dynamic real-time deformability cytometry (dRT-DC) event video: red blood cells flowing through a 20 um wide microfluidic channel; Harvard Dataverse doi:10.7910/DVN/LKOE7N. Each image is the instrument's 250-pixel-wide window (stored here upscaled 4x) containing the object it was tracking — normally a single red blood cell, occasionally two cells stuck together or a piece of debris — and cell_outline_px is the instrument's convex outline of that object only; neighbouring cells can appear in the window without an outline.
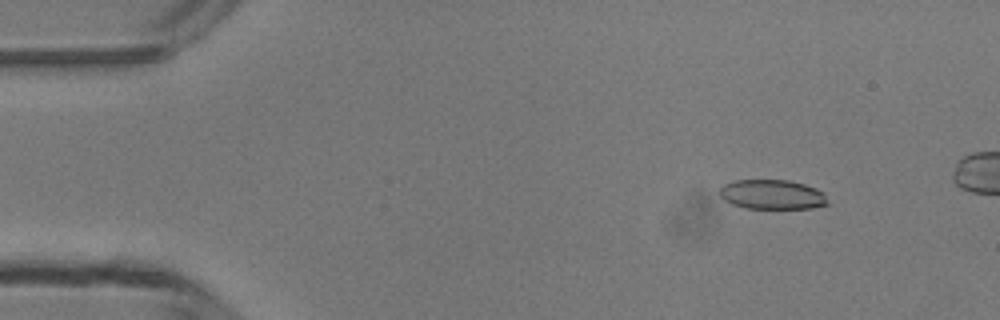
{"species": "common noctule bat (a hibernating species)", "species_latin": "Nyctalus noctula", "temperature_condition": "room temperature", "stored_images_in_passage": 11, "camera_frame_rate_fps": 3000, "um_per_image_px": 0.085, "animal": {"sex": "male", "body_mass_g": 13.3}, "frame": {"image": 1, "passage_image": 5, "time_ms": 1.333, "image_size_px": [1000, 320], "cell_outline_px": [[828, 204], [812, 208], [748, 208], [732, 204], [724, 200], [720, 196], [720, 188], [724, 184], [732, 180], [788, 180], [804, 184], [816, 188], [824, 192]], "centroid_in_image_um": [65.63, 16.52], "position_along_channel_um": 19.4, "area_um2": 18.61}}